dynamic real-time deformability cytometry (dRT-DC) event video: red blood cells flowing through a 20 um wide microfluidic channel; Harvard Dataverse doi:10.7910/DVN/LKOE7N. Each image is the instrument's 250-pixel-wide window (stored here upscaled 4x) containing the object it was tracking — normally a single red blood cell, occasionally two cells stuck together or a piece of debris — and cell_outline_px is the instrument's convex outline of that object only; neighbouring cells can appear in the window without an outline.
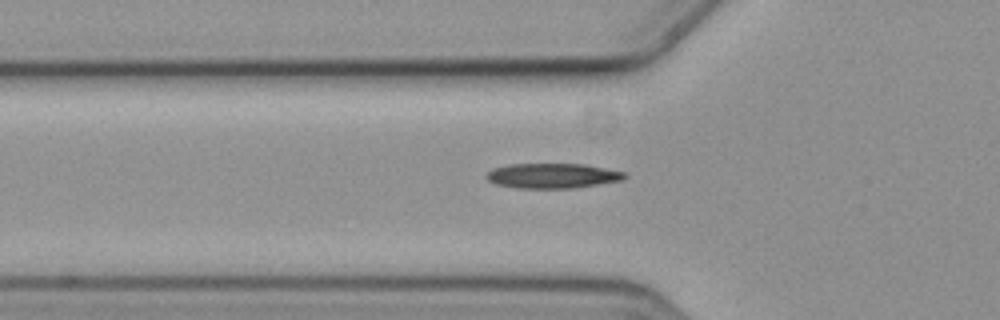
{"species": "common noctule bat (a hibernating species)", "species_latin": "Nyctalus noctula", "temperature_condition": "cold", "stored_images_in_passage": 38, "camera_frame_rate_fps": 3000, "um_per_image_px": 0.085, "animal": {"sex": "female", "body_mass_g": 19.3, "forearm_length_mm": 54.1}, "frame": {"image": 1, "passage_image": 2, "time_ms": 0.333, "image_size_px": [1000, 320], "cell_outline_px": [[628, 176], [624, 180], [572, 188], [516, 188], [496, 184], [488, 180], [484, 176], [492, 168], [508, 164], [584, 164], [624, 172]], "centroid_in_image_um": [46.94, 14.94], "position_along_channel_um": 78.9, "area_um2": 20.11}}
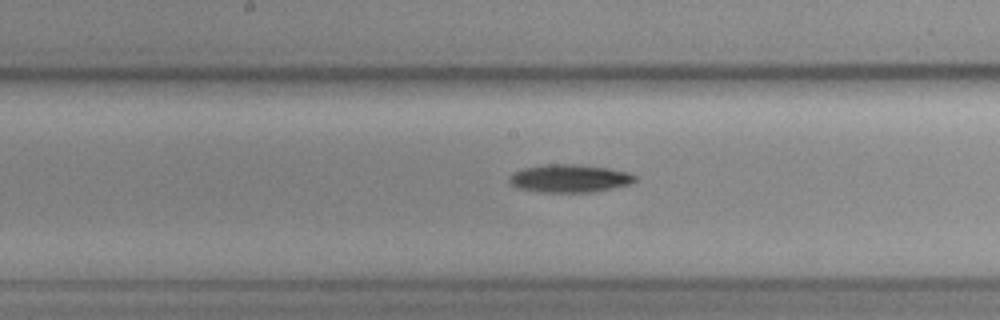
{"frame": {"image": 2, "passage_image": 12, "time_ms": 3.667, "image_size_px": [1000, 320], "cell_outline_px": [[636, 180], [628, 184], [612, 188], [592, 192], [540, 192], [520, 188], [512, 184], [508, 180], [512, 172], [520, 168], [548, 164], [576, 164], [608, 168], [628, 172], [636, 176]], "centroid_in_image_um": [48.38, 15.15], "position_along_channel_um": 199.8, "area_um2": 20.4}}
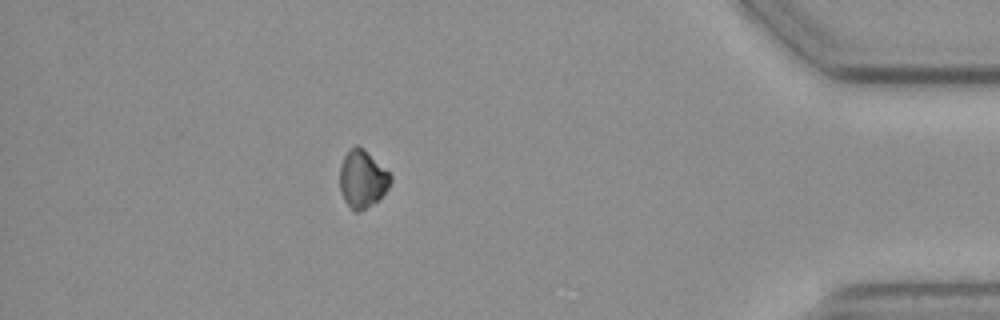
{"frame": {"image": 3, "passage_image": 33, "time_ms": 10.667, "image_size_px": [1000, 320], "cell_outline_px": [[392, 180], [388, 188], [376, 200], [364, 208], [356, 212], [352, 212], [344, 200], [340, 192], [340, 164], [344, 156], [356, 144], [364, 148], [392, 176]], "centroid_in_image_um": [30.77, 15.2], "position_along_channel_um": 404.4, "area_um2": 16.82}}